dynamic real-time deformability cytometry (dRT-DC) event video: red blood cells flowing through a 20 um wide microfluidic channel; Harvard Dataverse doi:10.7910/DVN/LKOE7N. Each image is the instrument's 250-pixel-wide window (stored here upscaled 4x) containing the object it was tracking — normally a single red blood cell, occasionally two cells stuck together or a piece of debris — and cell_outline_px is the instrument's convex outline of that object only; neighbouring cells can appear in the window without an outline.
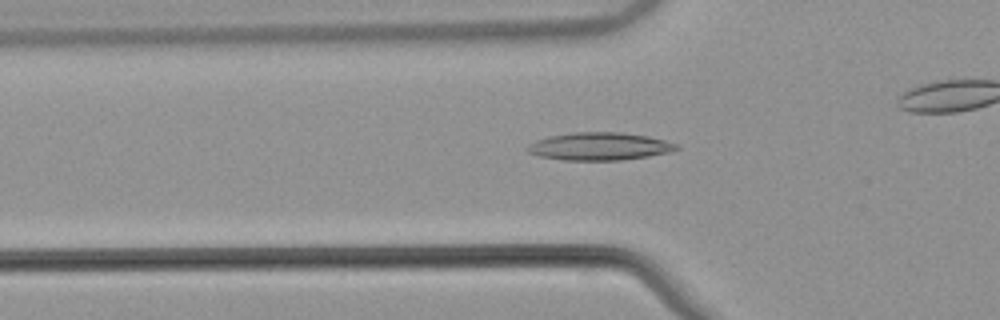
{"species": "common noctule bat (a hibernating species)", "species_latin": "Nyctalus noctula", "temperature_condition": "warm", "stored_images_in_passage": 44, "camera_frame_rate_fps": 3000, "um_per_image_px": 0.085, "animal": {"sex": "male", "body_mass_g": 21.5, "forearm_length_mm": 52.0}, "frame": {"image": 1, "passage_image": 19, "time_ms": 6.0, "image_size_px": [1000, 320], "cell_outline_px": [[680, 148], [668, 152], [648, 156], [620, 160], [560, 160], [540, 156], [528, 152], [528, 148], [536, 140], [548, 136], [572, 132], [620, 132], [648, 136], [664, 140], [676, 144]], "centroid_in_image_um": [50.95, 12.44], "position_along_channel_um": 74.8, "area_um2": 23.87}}
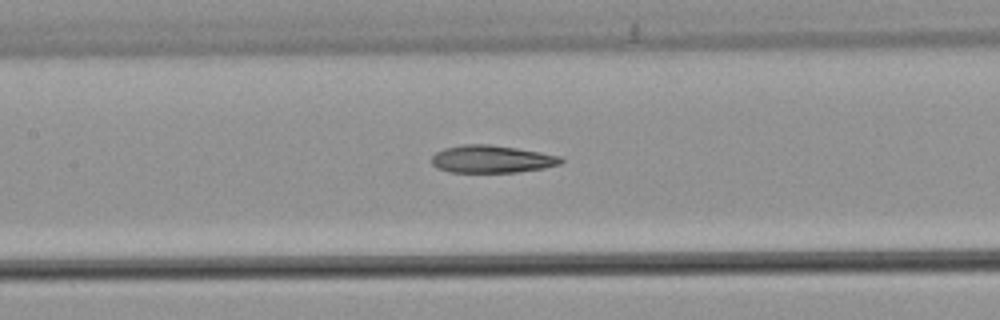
{"frame": {"image": 2, "passage_image": 26, "time_ms": 8.333, "image_size_px": [1000, 320], "cell_outline_px": [[564, 160], [560, 164], [544, 168], [516, 172], [448, 172], [436, 168], [432, 164], [432, 156], [436, 152], [444, 148], [464, 144], [492, 144], [540, 152], [560, 156]], "centroid_in_image_um": [41.77, 13.52], "position_along_channel_um": 165.6, "area_um2": 20.81}}
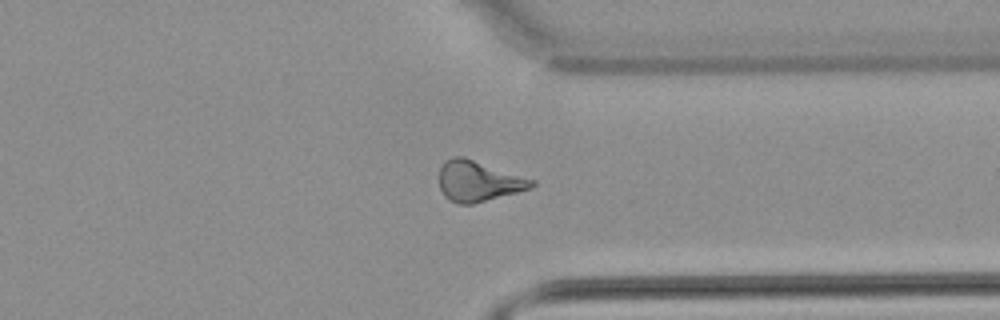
{"frame": {"image": 3, "passage_image": 42, "time_ms": 13.667, "image_size_px": [1000, 320], "cell_outline_px": [[536, 184], [532, 188], [472, 204], [460, 204], [448, 200], [444, 196], [440, 188], [440, 168], [444, 160], [452, 156], [464, 156], [536, 180]], "centroid_in_image_um": [40.66, 15.38], "position_along_channel_um": 370.7, "area_um2": 22.02}}